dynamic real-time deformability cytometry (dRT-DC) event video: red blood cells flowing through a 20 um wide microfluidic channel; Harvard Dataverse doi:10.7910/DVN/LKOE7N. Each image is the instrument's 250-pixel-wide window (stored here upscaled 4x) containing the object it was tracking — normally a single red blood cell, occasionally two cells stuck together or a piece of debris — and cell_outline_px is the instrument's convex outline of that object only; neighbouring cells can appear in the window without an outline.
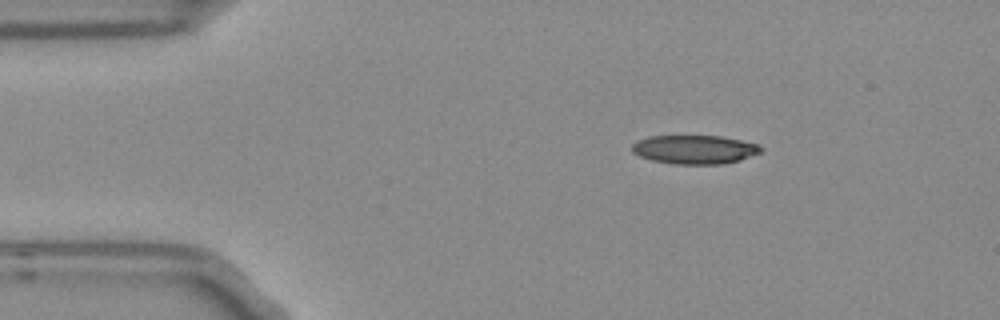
{"species": "Egyptian fruit bat (a non-hibernating species)", "species_latin": "Rousettus aegyptiacus", "temperature_condition": "room temperature", "stored_images_in_passage": 3, "camera_frame_rate_fps": 3000, "um_per_image_px": 0.085, "frame": {"image": 1, "passage_image": 1, "time_ms": 0.0, "image_size_px": [1000, 320], "cell_outline_px": [[764, 152], [740, 160], [724, 164], [676, 164], [652, 160], [640, 156], [632, 152], [632, 144], [636, 140], [648, 136], [720, 136], [760, 144], [764, 148]], "centroid_in_image_um": [59.08, 12.7], "position_along_channel_um": 25.9, "area_um2": 21.85}}